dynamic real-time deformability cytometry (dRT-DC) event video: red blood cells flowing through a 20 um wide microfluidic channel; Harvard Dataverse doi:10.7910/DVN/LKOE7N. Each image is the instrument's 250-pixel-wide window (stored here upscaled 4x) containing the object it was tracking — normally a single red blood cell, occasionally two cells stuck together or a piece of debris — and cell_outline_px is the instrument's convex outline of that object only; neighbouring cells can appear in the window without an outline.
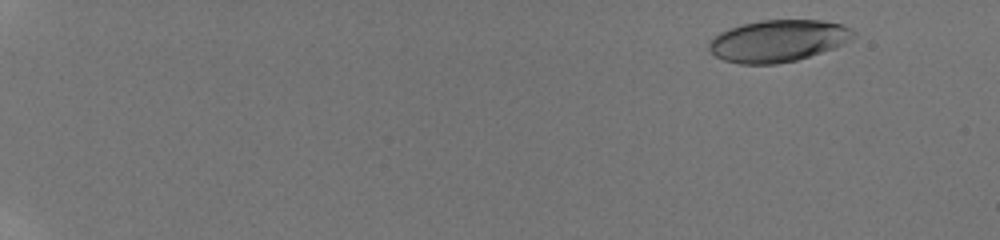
{"species": "human", "species_latin": "Homo sapiens", "temperature_condition": "room temperature", "stored_images_in_passage": 56, "camera_frame_rate_fps": 3000, "um_per_image_px": 0.085, "donor": {"sex": "male"}, "frame": {"image": 1, "passage_image": 6, "time_ms": 1.667, "image_size_px": [1000, 240], "cell_outline_px": [[856, 36], [832, 48], [796, 60], [776, 64], [740, 64], [724, 60], [716, 56], [708, 48], [708, 44], [720, 32], [728, 28], [740, 24], [760, 20], [820, 20], [840, 24], [848, 28]], "centroid_in_image_um": [66.08, 3.46], "position_along_channel_um": 18.9, "area_um2": 34.8}}
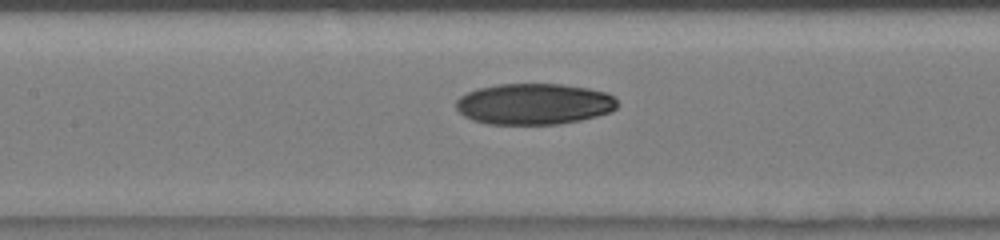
{"frame": {"image": 2, "passage_image": 31, "time_ms": 10.0, "image_size_px": [1000, 240], "cell_outline_px": [[620, 104], [612, 112], [580, 120], [560, 124], [488, 124], [472, 120], [464, 116], [456, 108], [456, 100], [460, 96], [476, 88], [500, 84], [564, 84], [588, 88], [608, 92]], "centroid_in_image_um": [45.41, 8.83], "position_along_channel_um": 162.0, "area_um2": 38.96}}
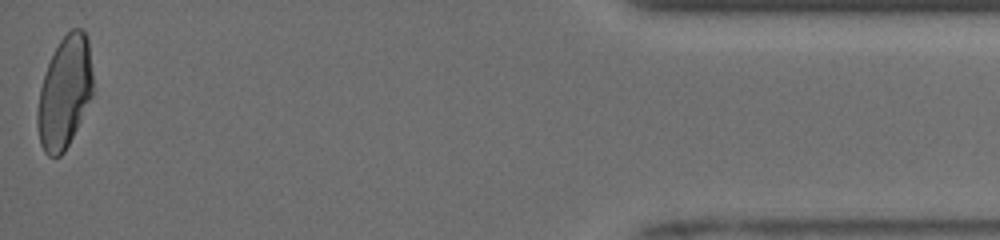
{"frame": {"image": 3, "passage_image": 56, "time_ms": 18.333, "image_size_px": [1000, 240], "cell_outline_px": [[92, 96], [64, 152], [60, 156], [48, 156], [44, 152], [40, 144], [36, 124], [36, 112], [40, 88], [48, 64], [60, 40], [72, 28], [80, 28], [84, 32], [88, 40], [92, 72]], "centroid_in_image_um": [5.47, 7.87], "position_along_channel_um": 429.7, "area_um2": 35.78}, "authors_computed_cell_mechanics": {"area_um2": 36.6163, "velocity_mm_per_s": 3.9753, "shape_relaxation_time_tau1_ms": 6.4946, "shape_relaxation_time_tau2_ms": 2.0496, "deformation_change_tau1": 0.2089, "deformation_change_tau2": 0.0694}}